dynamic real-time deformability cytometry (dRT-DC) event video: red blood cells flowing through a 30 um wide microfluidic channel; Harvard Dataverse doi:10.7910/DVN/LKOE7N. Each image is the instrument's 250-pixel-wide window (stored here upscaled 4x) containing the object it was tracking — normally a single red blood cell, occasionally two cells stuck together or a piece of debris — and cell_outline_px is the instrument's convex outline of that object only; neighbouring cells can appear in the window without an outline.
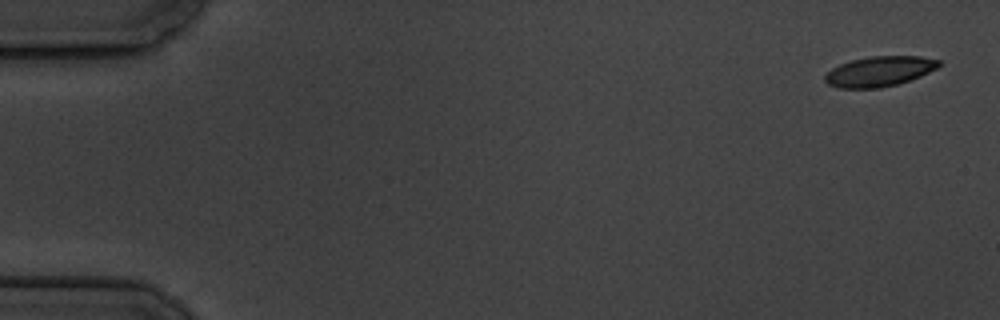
{"species": "common noctule bat (a hibernating species)", "species_latin": "Nyctalus noctula", "temperature_condition": "cold", "stored_images_in_passage": 9, "camera_frame_rate_fps": 3000, "um_per_image_px": 0.085, "animal": {"sex": "male", "body_mass_g": 19.5, "forearm_length_mm": 54.6}, "frame": {"image": 1, "passage_image": 1, "time_ms": 0.0, "image_size_px": [1000, 320], "cell_outline_px": [[940, 64], [936, 68], [920, 76], [896, 84], [880, 88], [840, 88], [828, 84], [824, 80], [824, 76], [832, 68], [840, 64], [852, 60], [872, 56], [920, 56], [940, 60]], "centroid_in_image_um": [74.73, 6.06], "position_along_channel_um": 10.3, "area_um2": 19.77}}
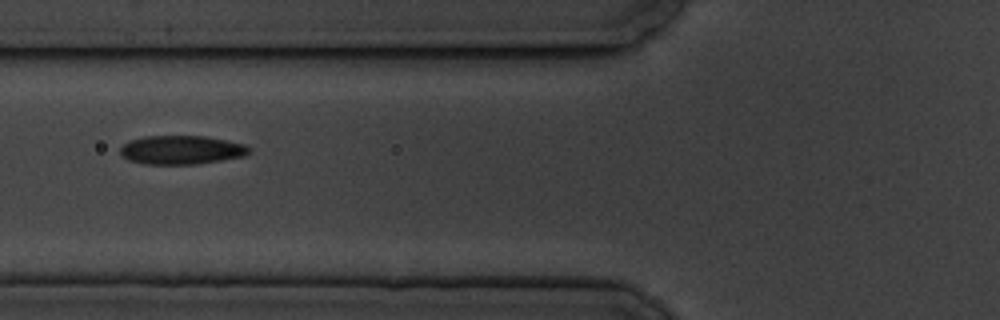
{"frame": {"image": 2, "passage_image": 7, "time_ms": 7.0, "image_size_px": [1000, 320], "cell_outline_px": [[252, 148], [244, 156], [196, 164], [144, 164], [128, 160], [120, 152], [120, 148], [128, 140], [144, 136], [204, 136], [244, 144]], "centroid_in_image_um": [15.39, 12.74], "position_along_channel_um": 110.4, "area_um2": 21.5}}
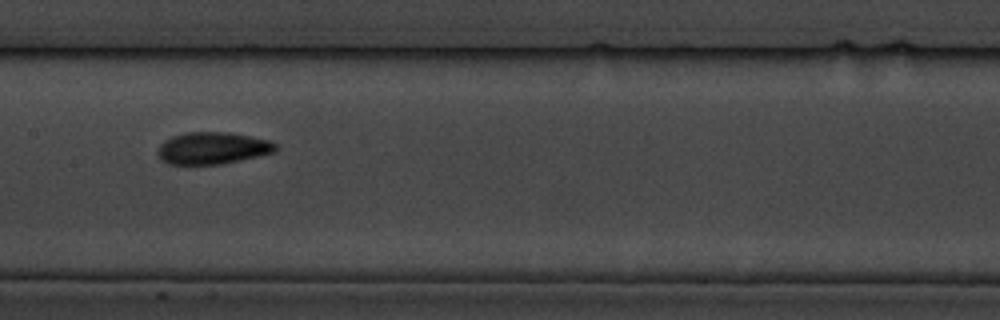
{"frame": {"image": 3, "passage_image": 9, "time_ms": 9.333, "image_size_px": [1000, 320], "cell_outline_px": [[280, 148], [276, 152], [240, 160], [220, 164], [168, 164], [160, 156], [160, 144], [164, 140], [172, 136], [188, 132], [228, 132], [272, 140]], "centroid_in_image_um": [18.15, 12.58], "position_along_channel_um": 189.2, "area_um2": 21.91}}